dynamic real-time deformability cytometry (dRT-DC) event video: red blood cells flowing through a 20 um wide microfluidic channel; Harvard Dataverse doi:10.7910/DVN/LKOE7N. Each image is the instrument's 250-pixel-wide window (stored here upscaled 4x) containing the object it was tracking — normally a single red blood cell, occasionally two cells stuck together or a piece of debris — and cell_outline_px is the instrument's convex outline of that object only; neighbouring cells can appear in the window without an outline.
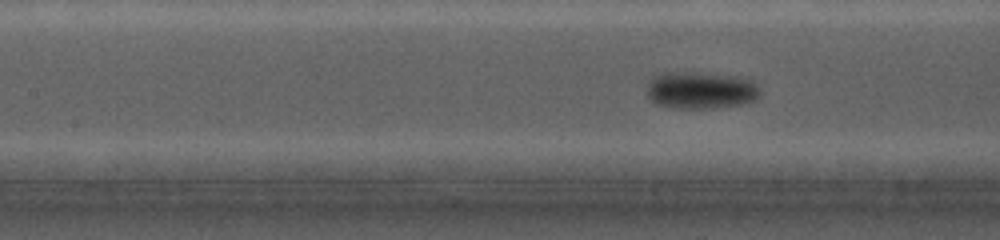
{"species": "common noctule bat (a hibernating species)", "species_latin": "Nyctalus noctula", "temperature_condition": "cold", "stored_images_in_passage": 70, "segment_of_instrument_passage": [1, 2], "camera_frame_rate_fps": 5000, "um_per_image_px": 0.085, "animal": {"sex": "female", "body_mass_g": 19.0, "forearm_length_mm": 56.7}, "frame": {"image": 1, "passage_image": 19, "time_ms": 3.2, "image_size_px": [1000, 240], "cell_outline_px": [[760, 96], [752, 100], [740, 104], [712, 108], [672, 108], [660, 104], [652, 100], [648, 96], [648, 84], [660, 72], [692, 72], [736, 76], [748, 80], [756, 84], [760, 92]], "centroid_in_image_um": [59.55, 7.66], "position_along_channel_um": 147.8, "area_um2": 24.1}}
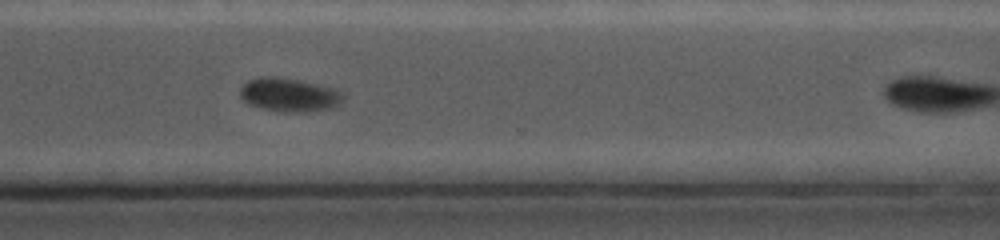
{"frame": {"image": 2, "passage_image": 54, "time_ms": 8.4, "image_size_px": [1000, 240], "cell_outline_px": [[344, 96], [340, 100], [328, 108], [296, 112], [264, 108], [252, 104], [244, 100], [240, 96], [240, 88], [248, 80], [260, 76], [268, 76], [300, 80], [332, 88], [340, 92]], "centroid_in_image_um": [24.51, 8.02], "position_along_channel_um": 346.1, "area_um2": 19.25}}
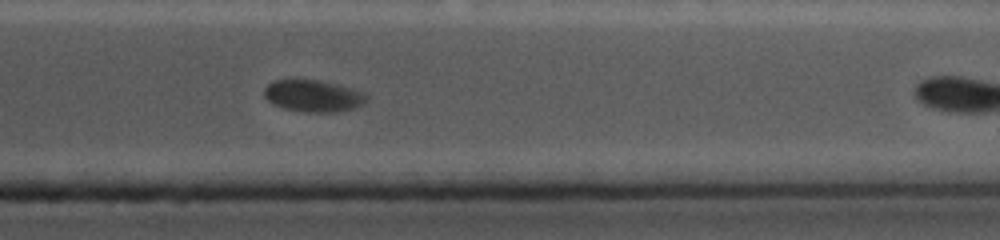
{"frame": {"image": 3, "passage_image": 61, "time_ms": 9.4, "image_size_px": [1000, 240], "cell_outline_px": [[368, 100], [352, 108], [332, 112], [312, 112], [284, 108], [268, 100], [264, 96], [264, 88], [272, 80], [320, 80], [336, 84], [360, 92], [368, 96]], "centroid_in_image_um": [26.58, 8.13], "position_along_channel_um": 384.8, "area_um2": 18.44}}